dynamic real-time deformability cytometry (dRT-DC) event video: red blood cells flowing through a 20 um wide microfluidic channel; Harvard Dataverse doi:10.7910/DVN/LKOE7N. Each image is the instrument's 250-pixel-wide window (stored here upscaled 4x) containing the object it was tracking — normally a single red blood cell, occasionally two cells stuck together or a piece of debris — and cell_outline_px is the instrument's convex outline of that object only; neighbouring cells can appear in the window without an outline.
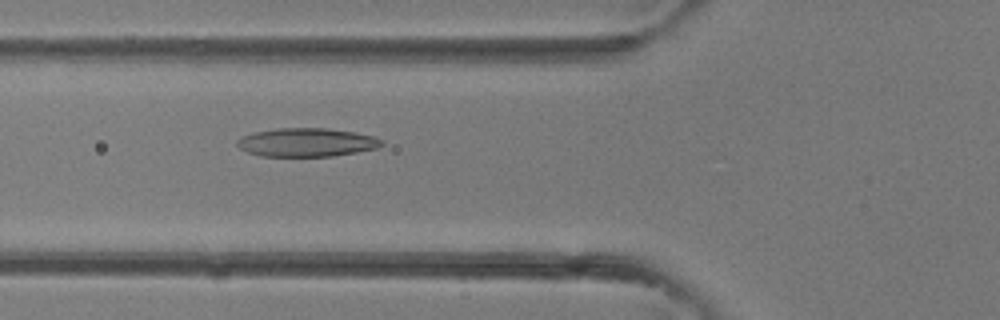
{"species": "common noctule bat (a hibernating species)", "species_latin": "Nyctalus noctula", "temperature_condition": "room temperature", "stored_images_in_passage": 30, "camera_frame_rate_fps": 3000, "um_per_image_px": 0.085, "animal": {"sex": "female"}, "frame": {"image": 1, "passage_image": 7, "time_ms": 2.0, "image_size_px": [1000, 320], "cell_outline_px": [[384, 144], [376, 148], [356, 152], [332, 156], [260, 156], [248, 152], [240, 148], [236, 144], [236, 140], [240, 136], [256, 132], [276, 128], [328, 128], [356, 132], [376, 136], [384, 140]], "centroid_in_image_um": [26.08, 12.09], "position_along_channel_um": 99.7, "area_um2": 24.22}}
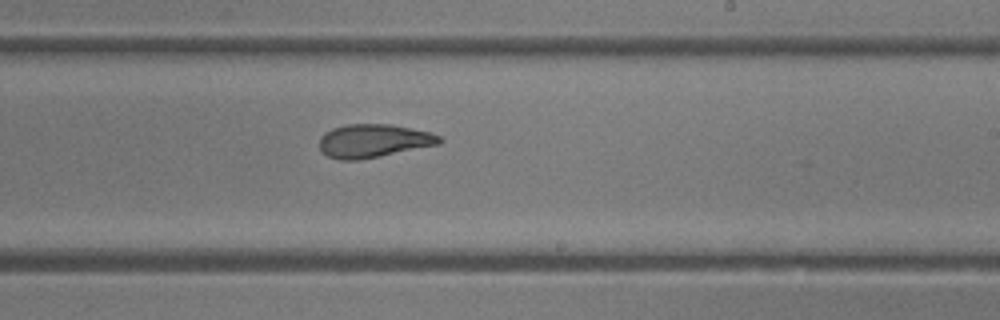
{"frame": {"image": 2, "passage_image": 16, "time_ms": 5.0, "image_size_px": [1000, 320], "cell_outline_px": [[444, 140], [440, 144], [360, 160], [340, 160], [328, 156], [320, 148], [320, 136], [324, 132], [332, 128], [348, 124], [392, 124], [432, 132], [440, 136]], "centroid_in_image_um": [31.78, 11.96], "position_along_channel_um": 257.2, "area_um2": 23.47}}
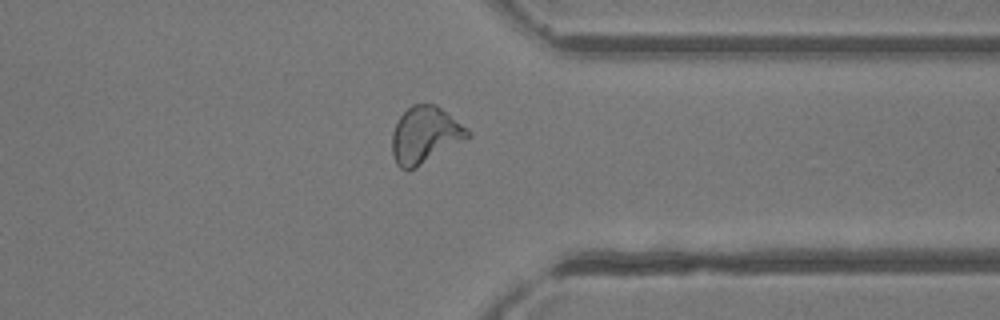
{"frame": {"image": 3, "passage_image": 23, "time_ms": 7.333, "image_size_px": [1000, 320], "cell_outline_px": [[472, 136], [416, 168], [408, 172], [400, 168], [396, 164], [392, 156], [392, 132], [400, 116], [412, 104], [436, 104], [468, 128]], "centroid_in_image_um": [36.12, 11.5], "position_along_channel_um": 375.3, "area_um2": 25.2}}